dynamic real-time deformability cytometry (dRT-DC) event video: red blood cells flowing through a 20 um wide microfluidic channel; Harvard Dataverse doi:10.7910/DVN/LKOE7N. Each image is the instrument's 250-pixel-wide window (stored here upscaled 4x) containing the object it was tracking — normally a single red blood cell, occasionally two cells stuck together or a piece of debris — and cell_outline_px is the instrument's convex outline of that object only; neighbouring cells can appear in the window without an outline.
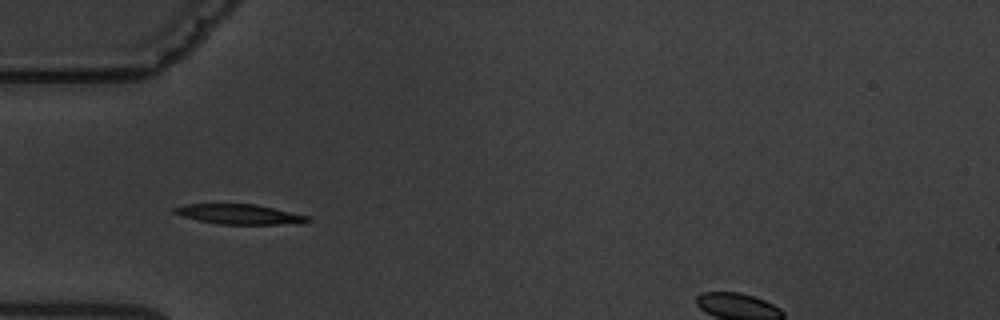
{"species": "common noctule bat (a hibernating species)", "species_latin": "Nyctalus noctula", "temperature_condition": "warm", "stored_images_in_passage": 5, "camera_frame_rate_fps": 3000, "um_per_image_px": 0.085, "animal": {"sex": "male", "body_mass_g": 19.5, "forearm_length_mm": 54.6}, "frame": {"image": 1, "passage_image": 5, "time_ms": 4.667, "image_size_px": [1000, 320], "cell_outline_px": [[312, 220], [304, 224], [220, 224], [200, 220], [184, 216], [172, 212], [172, 208], [184, 204], [256, 204], [308, 216]], "centroid_in_image_um": [20.39, 18.21], "position_along_channel_um": 64.6, "area_um2": 15.43}}